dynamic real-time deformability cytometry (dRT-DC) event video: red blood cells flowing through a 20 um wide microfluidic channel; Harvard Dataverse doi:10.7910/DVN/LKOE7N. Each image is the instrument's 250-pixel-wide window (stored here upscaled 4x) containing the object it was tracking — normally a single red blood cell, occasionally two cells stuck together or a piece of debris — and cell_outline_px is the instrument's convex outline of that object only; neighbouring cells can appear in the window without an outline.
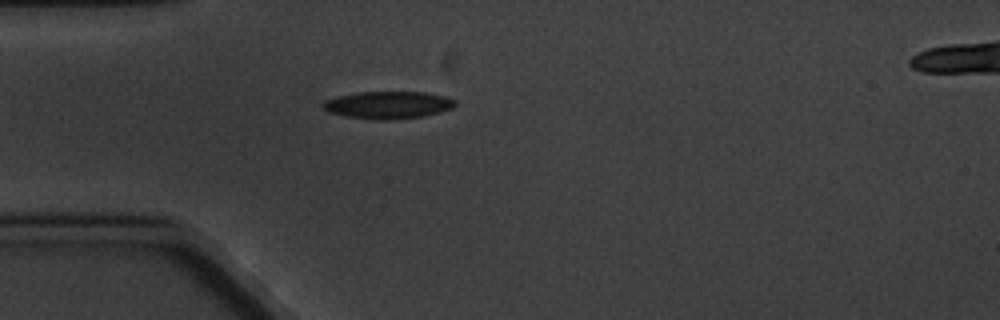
{"species": "common noctule bat (a hibernating species)", "species_latin": "Nyctalus noctula", "temperature_condition": "cold", "stored_images_in_passage": 3, "camera_frame_rate_fps": 3000, "um_per_image_px": 0.085, "animal": {"sex": "male", "body_mass_g": 20.1, "forearm_length_mm": 53.5}, "frame": {"image": 1, "passage_image": 3, "time_ms": 2.333, "image_size_px": [1000, 320], "cell_outline_px": [[456, 104], [452, 108], [440, 112], [424, 116], [388, 120], [376, 120], [344, 116], [328, 112], [320, 104], [324, 100], [356, 92], [424, 92], [444, 96], [456, 100]], "centroid_in_image_um": [32.97, 8.93], "position_along_channel_um": 52.0, "area_um2": 21.15}}